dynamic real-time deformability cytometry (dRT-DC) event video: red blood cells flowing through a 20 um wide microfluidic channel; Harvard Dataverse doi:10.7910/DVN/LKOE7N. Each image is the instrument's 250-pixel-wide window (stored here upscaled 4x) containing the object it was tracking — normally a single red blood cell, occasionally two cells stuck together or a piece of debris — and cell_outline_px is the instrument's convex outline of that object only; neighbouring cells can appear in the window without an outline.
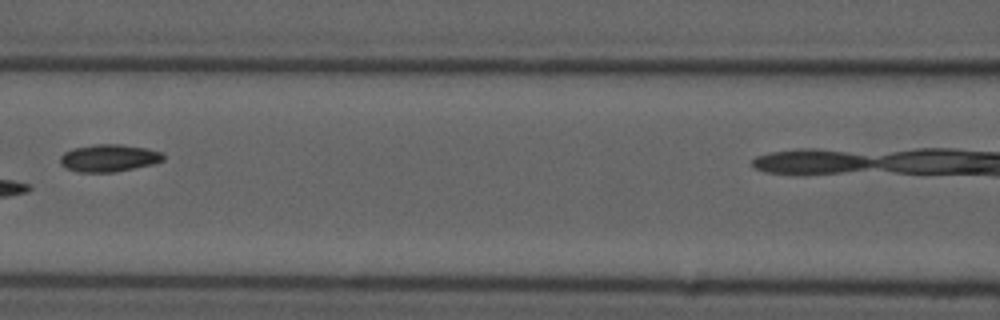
{"species": "common noctule bat (a hibernating species)", "species_latin": "Nyctalus noctula", "temperature_condition": "cold", "stored_images_in_passage": 4, "camera_frame_rate_fps": 3000, "um_per_image_px": 0.085, "animal": {"sex": "male", "forearm_length_mm": 52.5}, "frame": {"image": 1, "passage_image": 3, "time_ms": 2.667, "image_size_px": [1000, 320], "cell_outline_px": [[164, 160], [152, 164], [116, 172], [76, 172], [60, 164], [60, 156], [64, 152], [72, 148], [96, 144], [120, 144], [148, 148], [164, 152]], "centroid_in_image_um": [9.27, 13.42], "position_along_channel_um": 157.3, "area_um2": 16.59}}